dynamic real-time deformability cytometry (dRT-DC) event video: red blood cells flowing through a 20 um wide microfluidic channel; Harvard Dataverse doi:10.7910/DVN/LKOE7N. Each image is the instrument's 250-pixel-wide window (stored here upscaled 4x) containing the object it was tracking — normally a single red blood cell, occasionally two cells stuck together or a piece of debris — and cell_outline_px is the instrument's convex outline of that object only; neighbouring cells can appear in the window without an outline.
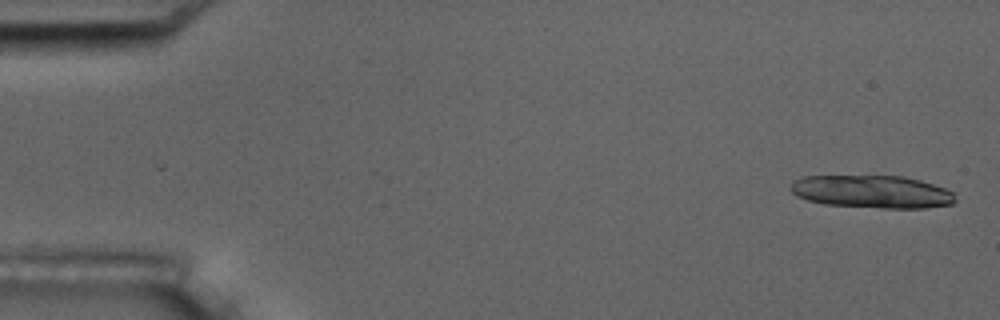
{"species": "common noctule bat (a hibernating species)", "species_latin": "Nyctalus noctula", "temperature_condition": "room temperature", "stored_images_in_passage": 7, "camera_frame_rate_fps": 3000, "um_per_image_px": 0.085, "animal": {"sex": "male", "body_mass_g": 17.5, "forearm_length_mm": 52.3}, "frame": {"image": 1, "passage_image": 1, "time_ms": 0.0, "image_size_px": [1000, 320], "cell_outline_px": [[956, 200], [952, 204], [924, 208], [880, 208], [824, 204], [808, 200], [796, 196], [788, 188], [800, 176], [904, 176], [920, 180], [944, 188], [952, 192]], "centroid_in_image_um": [74.1, 16.3], "position_along_channel_um": 10.9, "area_um2": 31.44}}